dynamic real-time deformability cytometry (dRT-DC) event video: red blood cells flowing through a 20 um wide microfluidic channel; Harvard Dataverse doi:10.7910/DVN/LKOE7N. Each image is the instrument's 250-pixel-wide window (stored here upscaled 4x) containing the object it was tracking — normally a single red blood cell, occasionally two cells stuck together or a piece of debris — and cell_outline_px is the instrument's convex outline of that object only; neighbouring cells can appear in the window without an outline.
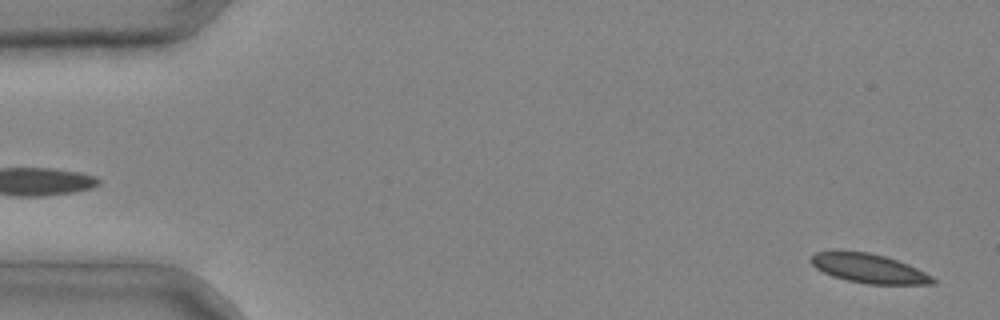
{"species": "common noctule bat (a hibernating species)", "species_latin": "Nyctalus noctula", "temperature_condition": "cold", "stored_images_in_passage": 3, "segment_of_instrument_passage": [2, 2], "camera_frame_rate_fps": 3000, "um_per_image_px": 0.085, "animal": {"sex": "male", "body_mass_g": 20.4}, "frame": {"image": 1, "passage_image": 3, "time_ms": 0.667, "image_size_px": [1000, 320], "cell_outline_px": [[936, 284], [868, 284], [848, 280], [832, 276], [816, 268], [808, 260], [816, 252], [868, 252], [884, 256], [908, 264], [932, 276], [936, 280]], "centroid_in_image_um": [73.87, 22.83], "position_along_channel_um": 11.1, "area_um2": 20.35}}